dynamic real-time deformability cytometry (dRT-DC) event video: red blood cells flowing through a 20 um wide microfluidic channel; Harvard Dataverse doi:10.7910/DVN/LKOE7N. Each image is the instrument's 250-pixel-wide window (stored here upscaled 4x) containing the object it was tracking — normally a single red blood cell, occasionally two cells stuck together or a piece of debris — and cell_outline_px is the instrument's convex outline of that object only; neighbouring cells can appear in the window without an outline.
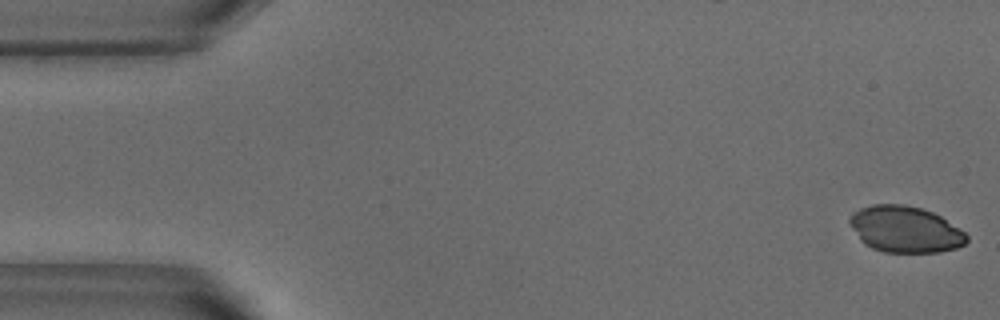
{"species": "common noctule bat (a hibernating species)", "species_latin": "Nyctalus noctula", "temperature_condition": "warm", "stored_images_in_passage": 17, "camera_frame_rate_fps": 3000, "um_per_image_px": 0.085, "animal": {"sex": "male", "body_mass_g": 18.8}, "frame": {"image": 1, "passage_image": 1, "time_ms": 0.0, "image_size_px": [1000, 320], "cell_outline_px": [[968, 240], [964, 244], [956, 248], [940, 252], [884, 252], [872, 248], [864, 244], [860, 240], [852, 228], [848, 220], [852, 212], [860, 208], [872, 204], [904, 204], [920, 208], [932, 212], [940, 216], [964, 232], [968, 236]], "centroid_in_image_um": [76.91, 19.49], "position_along_channel_um": 8.1, "area_um2": 31.56}}